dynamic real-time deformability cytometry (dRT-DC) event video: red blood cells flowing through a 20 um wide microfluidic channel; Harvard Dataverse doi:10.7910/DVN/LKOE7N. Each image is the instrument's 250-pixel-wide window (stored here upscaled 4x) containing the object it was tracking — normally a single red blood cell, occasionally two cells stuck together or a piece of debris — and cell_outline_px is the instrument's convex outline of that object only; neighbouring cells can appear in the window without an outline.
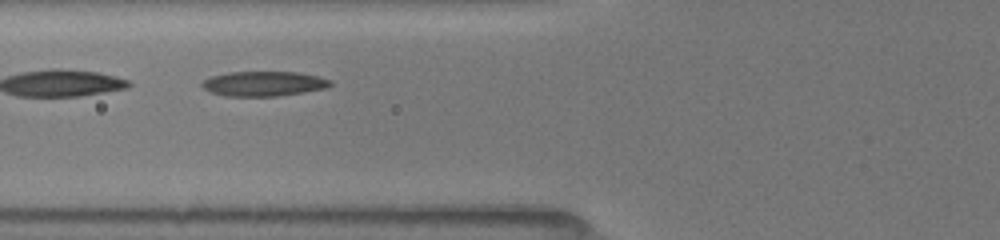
{"species": "common noctule bat (a hibernating species)", "species_latin": "Nyctalus noctula", "temperature_condition": "room temperature", "stored_images_in_passage": 9, "camera_frame_rate_fps": 3000, "um_per_image_px": 0.085, "animal": {"sex": "female", "body_mass_g": 19.5, "forearm_length_mm": 54.1}, "frame": {"image": 1, "passage_image": 4, "time_ms": 2.333, "image_size_px": [1000, 240], "cell_outline_px": [[332, 84], [328, 88], [304, 92], [276, 96], [224, 96], [208, 92], [200, 84], [204, 80], [212, 76], [228, 72], [296, 72], [316, 76], [332, 80]], "centroid_in_image_um": [22.4, 7.12], "position_along_channel_um": 103.4, "area_um2": 18.61}}
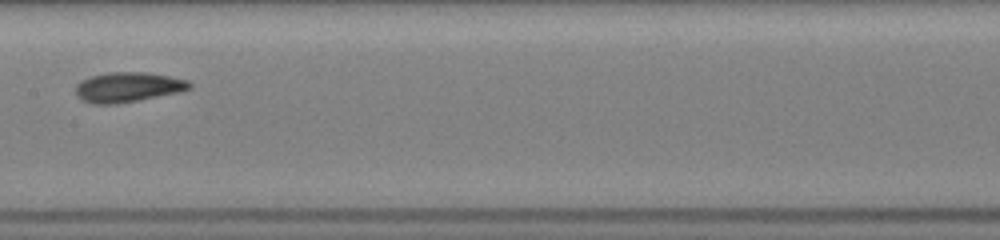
{"frame": {"image": 2, "passage_image": 7, "time_ms": 4.667, "image_size_px": [1000, 240], "cell_outline_px": [[192, 88], [180, 92], [140, 100], [116, 104], [92, 104], [80, 100], [76, 96], [76, 84], [80, 80], [92, 76], [108, 72], [144, 72], [168, 76], [188, 80], [192, 84]], "centroid_in_image_um": [10.85, 7.42], "position_along_channel_um": 196.5, "area_um2": 20.06}}
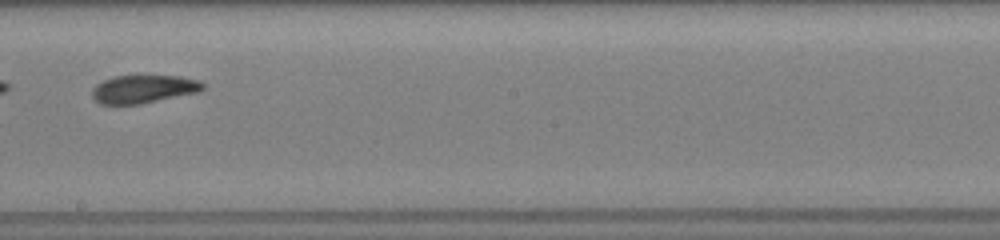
{"frame": {"image": 3, "passage_image": 8, "time_ms": 5.667, "image_size_px": [1000, 240], "cell_outline_px": [[204, 88], [200, 92], [140, 104], [100, 104], [92, 96], [92, 88], [96, 84], [112, 76], [180, 76], [200, 80], [204, 84]], "centroid_in_image_um": [12.22, 7.57], "position_along_channel_um": 236.0, "area_um2": 18.21}}